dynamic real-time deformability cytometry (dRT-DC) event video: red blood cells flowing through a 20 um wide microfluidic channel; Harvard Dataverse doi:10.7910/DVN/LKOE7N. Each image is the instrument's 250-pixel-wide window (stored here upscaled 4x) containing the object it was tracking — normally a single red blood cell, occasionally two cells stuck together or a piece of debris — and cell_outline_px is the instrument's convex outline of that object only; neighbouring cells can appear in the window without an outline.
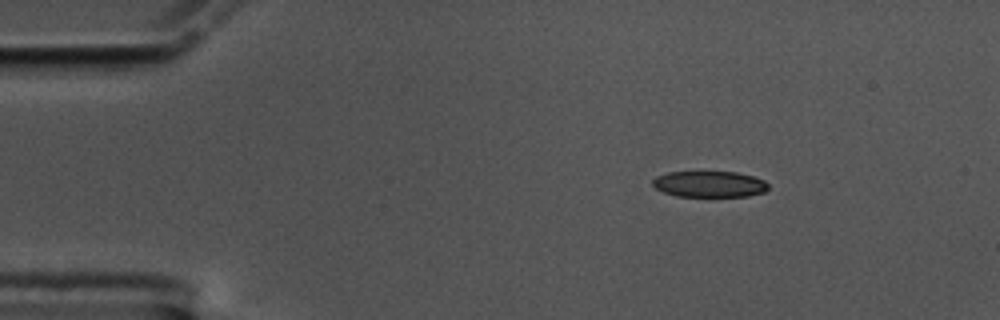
{"species": "common noctule bat (a hibernating species)", "species_latin": "Nyctalus noctula", "temperature_condition": "cold", "stored_images_in_passage": 49, "camera_frame_rate_fps": 3000, "um_per_image_px": 0.085, "animal": {"sex": "male", "body_mass_g": 17.5, "forearm_length_mm": 52.3}, "frame": {"image": 1, "passage_image": 1, "time_ms": 0.0, "image_size_px": [1000, 320], "cell_outline_px": [[768, 188], [764, 192], [748, 196], [676, 196], [664, 192], [656, 188], [652, 184], [652, 180], [656, 176], [668, 172], [736, 172], [752, 176], [764, 180], [768, 184]], "centroid_in_image_um": [60.29, 15.65], "position_along_channel_um": 24.7, "area_um2": 17.51}}
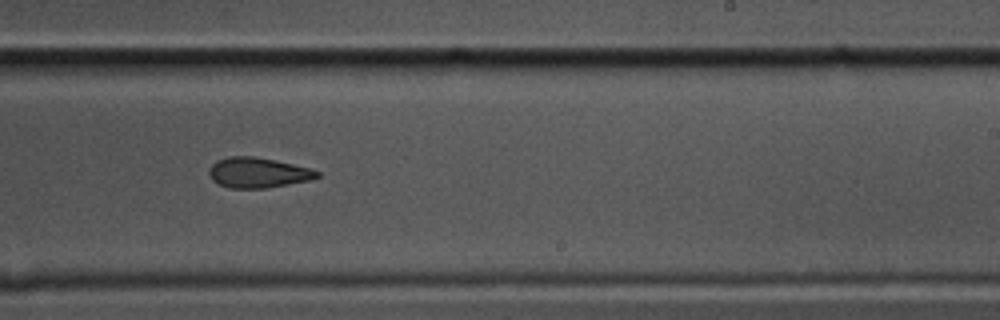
{"frame": {"image": 2, "passage_image": 27, "time_ms": 8.667, "image_size_px": [1000, 320], "cell_outline_px": [[320, 176], [308, 180], [264, 188], [228, 188], [212, 180], [208, 172], [212, 164], [216, 160], [228, 156], [252, 156], [292, 164], [308, 168], [320, 172]], "centroid_in_image_um": [21.87, 14.67], "position_along_channel_um": 267.1, "area_um2": 18.73}}
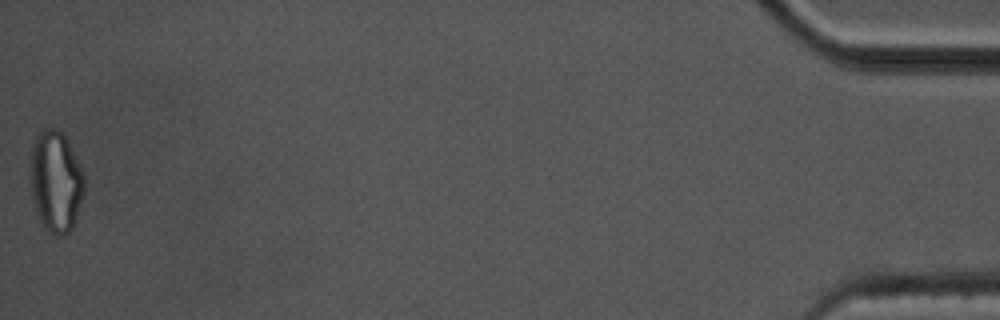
{"frame": {"image": 3, "passage_image": 49, "time_ms": 16.0, "image_size_px": [1000, 320], "cell_outline_px": [[84, 192], [72, 228], [64, 236], [56, 236], [40, 220], [36, 212], [32, 196], [28, 168], [32, 144], [40, 128], [56, 128], [68, 140], [84, 176]], "centroid_in_image_um": [4.7, 15.37], "position_along_channel_um": 430.5, "area_um2": 31.96}, "authors_computed_cell_mechanics": {"area_um2": 20.1144, "velocity_mm_per_s": 3.5635, "shape_relaxation_time_tau1_ms": null, "shape_relaxation_time_tau2_ms": 7.137, "deformation_change_tau1": null, "deformation_change_tau2": 0.1589}}